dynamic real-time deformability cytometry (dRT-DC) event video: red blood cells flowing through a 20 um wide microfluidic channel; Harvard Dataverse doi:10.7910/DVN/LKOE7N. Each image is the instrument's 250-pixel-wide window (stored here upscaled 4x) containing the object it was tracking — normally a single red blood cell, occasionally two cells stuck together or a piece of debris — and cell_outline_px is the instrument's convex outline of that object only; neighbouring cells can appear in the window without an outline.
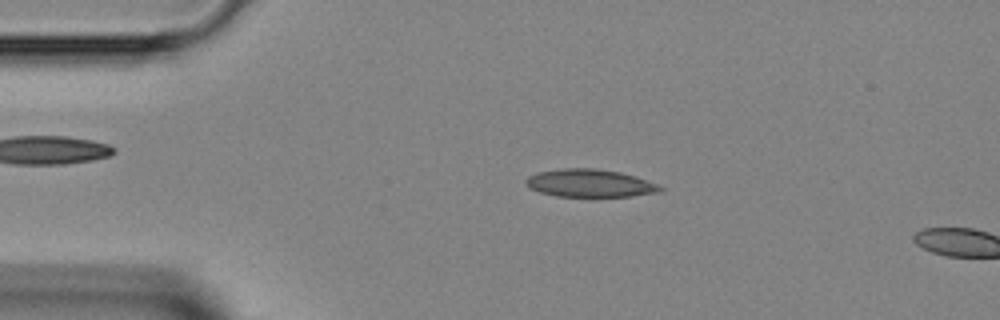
{"species": "Egyptian fruit bat (a non-hibernating species)", "species_latin": "Rousettus aegyptiacus", "temperature_condition": "room temperature", "stored_images_in_passage": 3, "camera_frame_rate_fps": 3000, "um_per_image_px": 0.085, "animal": {"sex": "female"}, "frame": {"image": 1, "passage_image": 1, "time_ms": 0.0, "image_size_px": [1000, 320], "cell_outline_px": [[664, 188], [660, 192], [632, 196], [556, 196], [540, 192], [528, 188], [524, 184], [524, 180], [528, 176], [540, 172], [560, 168], [596, 168], [620, 172], [656, 184]], "centroid_in_image_um": [50.07, 15.57], "position_along_channel_um": 34.9, "area_um2": 21.62}}